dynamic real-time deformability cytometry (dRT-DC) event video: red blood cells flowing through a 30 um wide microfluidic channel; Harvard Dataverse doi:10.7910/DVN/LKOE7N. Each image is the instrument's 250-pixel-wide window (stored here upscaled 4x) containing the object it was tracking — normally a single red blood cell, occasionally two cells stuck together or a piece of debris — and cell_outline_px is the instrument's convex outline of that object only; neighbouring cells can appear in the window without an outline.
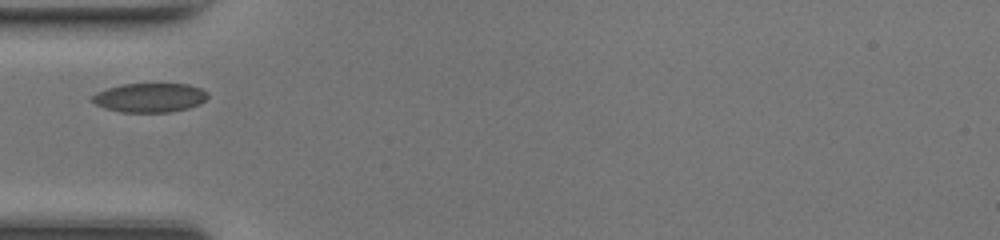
{"species": "common noctule bat (a hibernating species)", "species_latin": "Nyctalus noctula", "temperature_condition": "room temperature", "stored_images_in_passage": 34, "camera_frame_rate_fps": 3000, "um_per_image_px": 0.085, "animal": {"sex": "female", "body_mass_g": 17.0, "forearm_length_mm": 48.0}, "frame": {"image": 1, "passage_image": 1, "time_ms": 0.0, "image_size_px": [1000, 240], "cell_outline_px": [[208, 96], [200, 104], [188, 108], [172, 112], [120, 112], [104, 108], [88, 100], [96, 92], [120, 84], [188, 84], [200, 88], [208, 92]], "centroid_in_image_um": [12.7, 8.3], "position_along_channel_um": 72.3, "area_um2": 19.77}}
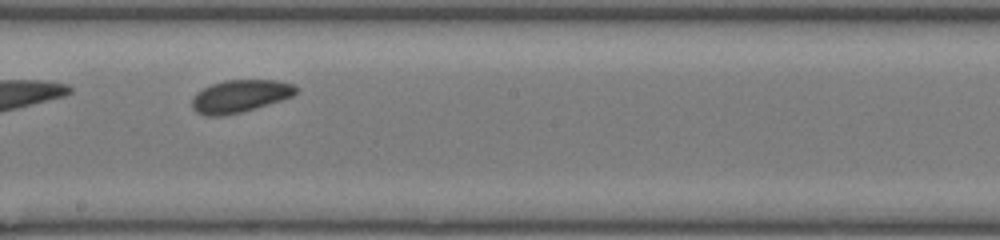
{"frame": {"image": 2, "passage_image": 12, "time_ms": 3.667, "image_size_px": [1000, 240], "cell_outline_px": [[300, 88], [292, 96], [256, 108], [240, 112], [220, 116], [204, 116], [196, 112], [192, 108], [192, 100], [196, 92], [212, 84], [224, 80], [276, 80], [292, 84]], "centroid_in_image_um": [20.38, 8.17], "position_along_channel_um": 227.8, "area_um2": 19.65}}
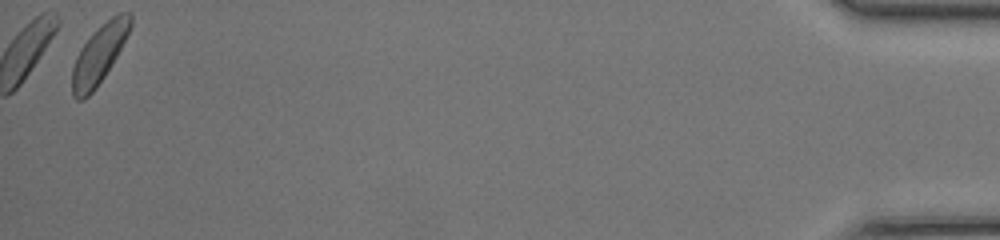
{"frame": {"image": 3, "passage_image": 33, "time_ms": 10.667, "image_size_px": [1000, 240], "cell_outline_px": [[132, 24], [116, 56], [104, 76], [96, 88], [84, 100], [76, 100], [72, 96], [72, 68], [76, 56], [92, 32], [112, 16], [120, 12], [128, 12], [132, 16]], "centroid_in_image_um": [8.4, 4.63], "position_along_channel_um": 426.8, "area_um2": 19.59}}